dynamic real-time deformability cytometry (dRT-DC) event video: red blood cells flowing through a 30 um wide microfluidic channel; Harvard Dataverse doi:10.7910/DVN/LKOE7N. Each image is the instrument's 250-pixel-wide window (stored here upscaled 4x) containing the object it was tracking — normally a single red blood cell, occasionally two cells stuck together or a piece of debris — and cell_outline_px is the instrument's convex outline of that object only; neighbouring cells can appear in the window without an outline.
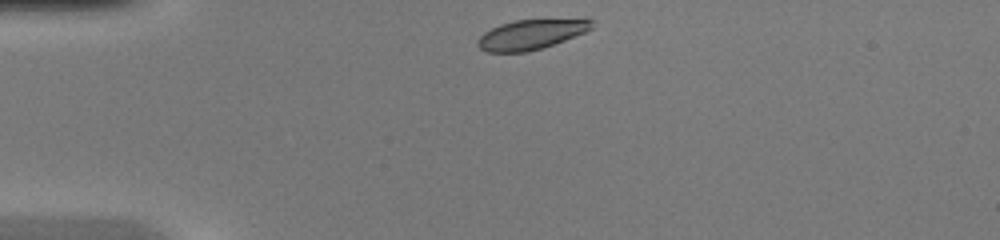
{"species": "common noctule bat (a hibernating species)", "species_latin": "Nyctalus noctula", "temperature_condition": "warm", "stored_images_in_passage": 36, "camera_frame_rate_fps": 3000, "um_per_image_px": 0.085, "animal": {"sex": "female", "body_mass_g": 20.0, "forearm_length_mm": 54.0}, "frame": {"image": 1, "passage_image": 1, "time_ms": 0.0, "image_size_px": [1000, 240], "cell_outline_px": [[592, 28], [584, 32], [564, 40], [528, 52], [488, 52], [480, 48], [476, 44], [476, 40], [484, 32], [500, 24], [516, 20], [584, 16], [592, 20]], "centroid_in_image_um": [45.2, 2.87], "position_along_channel_um": 39.8, "area_um2": 20.4}}
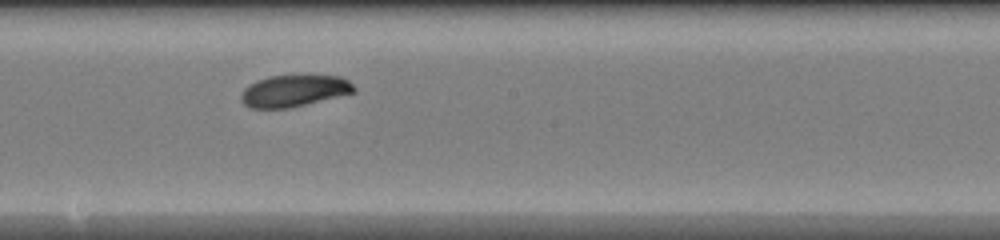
{"frame": {"image": 2, "passage_image": 16, "time_ms": 5.0, "image_size_px": [1000, 240], "cell_outline_px": [[356, 92], [288, 108], [248, 108], [240, 100], [240, 92], [244, 88], [256, 80], [268, 76], [340, 76], [348, 80], [356, 88]], "centroid_in_image_um": [24.95, 7.72], "position_along_channel_um": 223.3, "area_um2": 20.81}}
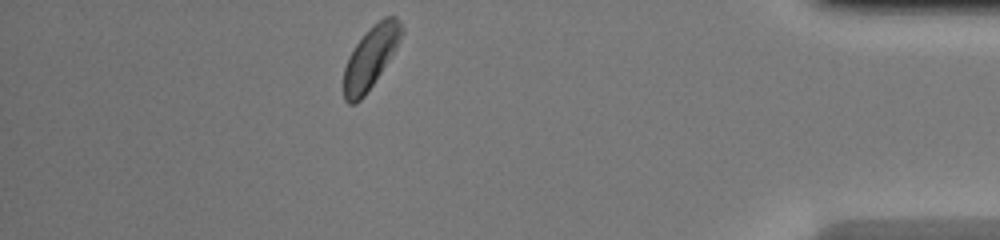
{"frame": {"image": 3, "passage_image": 31, "time_ms": 10.0, "image_size_px": [1000, 240], "cell_outline_px": [[404, 32], [396, 48], [364, 96], [356, 104], [348, 104], [344, 100], [344, 68], [348, 56], [356, 44], [384, 16], [396, 16], [400, 20], [404, 28]], "centroid_in_image_um": [31.5, 4.89], "position_along_channel_um": 403.7, "area_um2": 20.35}}